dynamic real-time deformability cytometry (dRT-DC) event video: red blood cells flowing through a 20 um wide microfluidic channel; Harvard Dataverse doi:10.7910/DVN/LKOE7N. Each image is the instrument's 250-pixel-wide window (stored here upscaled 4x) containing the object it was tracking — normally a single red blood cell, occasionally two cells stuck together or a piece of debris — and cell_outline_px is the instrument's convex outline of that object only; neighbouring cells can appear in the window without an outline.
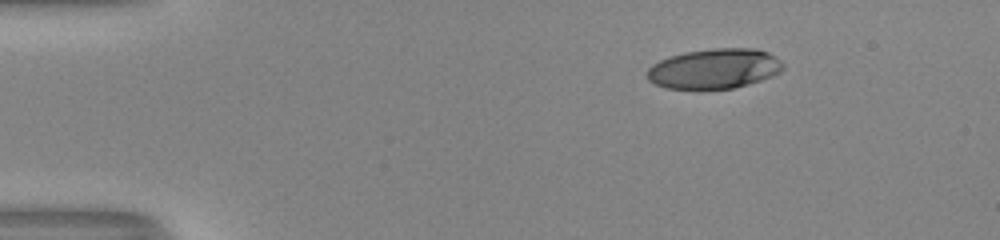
{"species": "human", "species_latin": "Homo sapiens", "temperature_condition": "room temperature", "stored_images_in_passage": 45, "camera_frame_rate_fps": 3000, "um_per_image_px": 0.085, "donor": {"sex": "male"}, "frame": {"image": 1, "passage_image": 1, "time_ms": 0.0, "image_size_px": [1000, 240], "cell_outline_px": [[784, 68], [780, 72], [772, 76], [748, 84], [732, 88], [664, 88], [648, 80], [648, 68], [652, 64], [660, 60], [684, 52], [712, 48], [756, 48], [768, 52], [780, 60], [784, 64]], "centroid_in_image_um": [60.74, 5.82], "position_along_channel_um": 24.3, "area_um2": 31.5}}
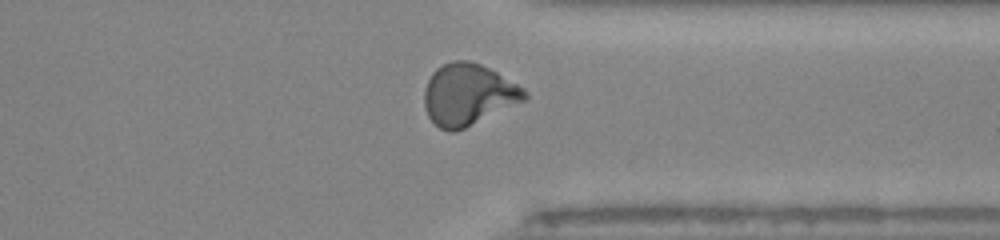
{"frame": {"image": 2, "passage_image": 34, "time_ms": 11.0, "image_size_px": [1000, 240], "cell_outline_px": [[528, 100], [464, 128], [452, 132], [448, 132], [440, 128], [428, 116], [424, 108], [424, 88], [432, 72], [436, 68], [452, 60], [468, 60], [480, 64], [496, 72], [524, 88], [528, 92]], "centroid_in_image_um": [39.8, 8.04], "position_along_channel_um": 371.6, "area_um2": 36.13}}
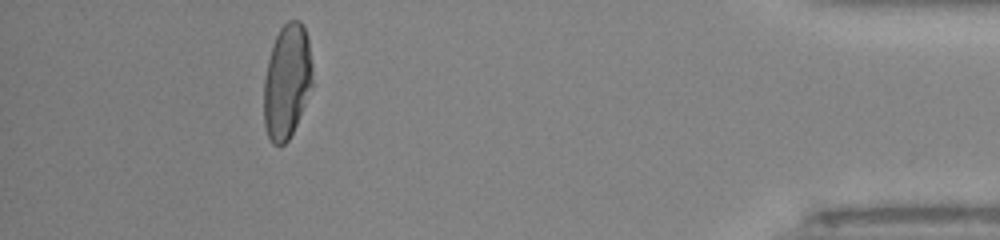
{"frame": {"image": 3, "passage_image": 41, "time_ms": 13.333, "image_size_px": [1000, 240], "cell_outline_px": [[312, 84], [296, 124], [288, 140], [284, 144], [272, 144], [268, 136], [264, 124], [264, 76], [268, 60], [276, 36], [280, 28], [288, 20], [300, 20], [304, 28], [308, 40], [312, 64]], "centroid_in_image_um": [24.37, 6.9], "position_along_channel_um": 410.8, "area_um2": 32.08}, "authors_computed_cell_mechanics": {"area_um2": 33.7552, "velocity_mm_per_s": 4.0337, "shape_relaxation_time_tau1_ms": 9.5163, "shape_relaxation_time_tau2_ms": 2.109, "deformation_change_tau1": 0.3336, "deformation_change_tau2": 0.0594}}